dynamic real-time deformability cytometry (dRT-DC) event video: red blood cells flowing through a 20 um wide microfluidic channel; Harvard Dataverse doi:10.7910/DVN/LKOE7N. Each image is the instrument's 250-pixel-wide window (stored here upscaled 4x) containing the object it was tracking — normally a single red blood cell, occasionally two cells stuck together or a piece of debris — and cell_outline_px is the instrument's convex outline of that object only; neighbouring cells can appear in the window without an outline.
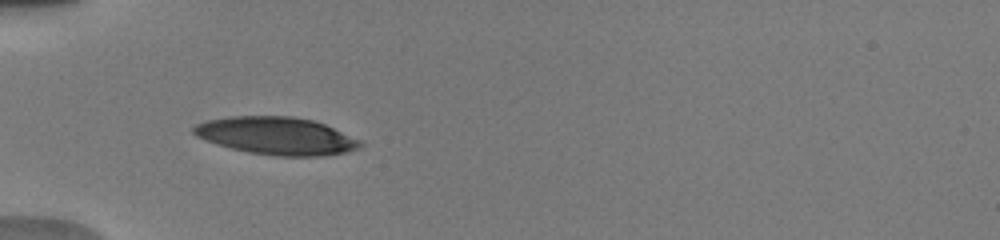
{"species": "human", "species_latin": "Homo sapiens", "temperature_condition": "warm", "stored_images_in_passage": 16, "camera_frame_rate_fps": 3000, "um_per_image_px": 0.085, "donor": {"sex": "male"}, "frame": {"image": 1, "passage_image": 14, "time_ms": 6.0, "image_size_px": [1000, 240], "cell_outline_px": [[364, 144], [360, 148], [348, 152], [324, 156], [276, 156], [248, 152], [216, 144], [196, 136], [192, 132], [192, 128], [196, 124], [208, 120], [228, 116], [292, 116], [312, 120], [324, 124], [360, 140]], "centroid_in_image_um": [23.5, 11.55], "position_along_channel_um": 61.5, "area_um2": 36.53}}
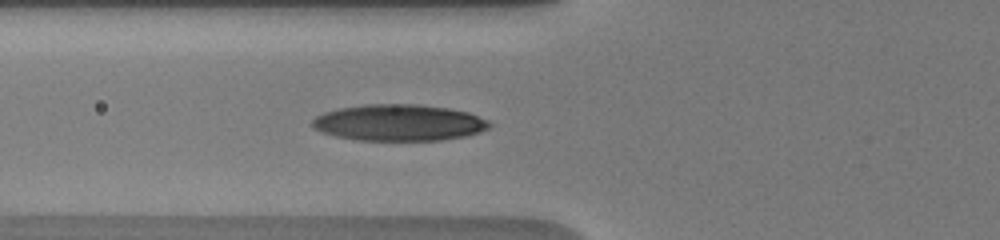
{"frame": {"image": 2, "passage_image": 16, "time_ms": 7.0, "image_size_px": [1000, 240], "cell_outline_px": [[492, 124], [488, 128], [480, 132], [464, 136], [440, 140], [360, 140], [336, 136], [320, 132], [312, 124], [312, 120], [316, 116], [324, 112], [340, 108], [364, 104], [416, 104], [448, 108], [468, 112], [488, 120]], "centroid_in_image_um": [33.91, 10.42], "position_along_channel_um": 91.9, "area_um2": 37.45}}